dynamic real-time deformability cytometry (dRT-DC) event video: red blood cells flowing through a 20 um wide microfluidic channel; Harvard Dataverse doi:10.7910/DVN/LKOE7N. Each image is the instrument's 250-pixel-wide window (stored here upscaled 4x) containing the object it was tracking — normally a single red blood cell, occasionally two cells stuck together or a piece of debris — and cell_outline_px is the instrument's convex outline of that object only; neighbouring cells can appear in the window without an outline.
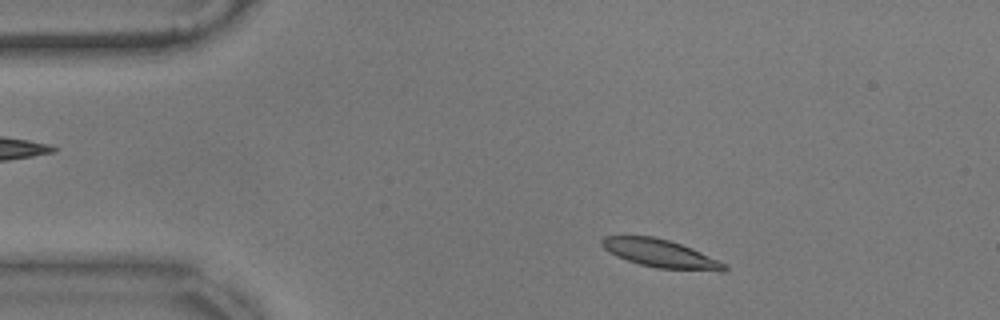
{"species": "common noctule bat (a hibernating species)", "species_latin": "Nyctalus noctula", "temperature_condition": "warm", "stored_images_in_passage": 52, "camera_frame_rate_fps": 3000, "um_per_image_px": 0.085, "animal": {"sex": "male", "body_mass_g": 17.9}, "frame": {"image": 1, "passage_image": 5, "time_ms": 1.333, "image_size_px": [1000, 320], "cell_outline_px": [[728, 268], [724, 272], [720, 272], [656, 268], [640, 264], [616, 256], [608, 252], [600, 244], [600, 240], [604, 236], [652, 236], [668, 240], [692, 248], [728, 264]], "centroid_in_image_um": [56.18, 21.56], "position_along_channel_um": 28.8, "area_um2": 20.23}}
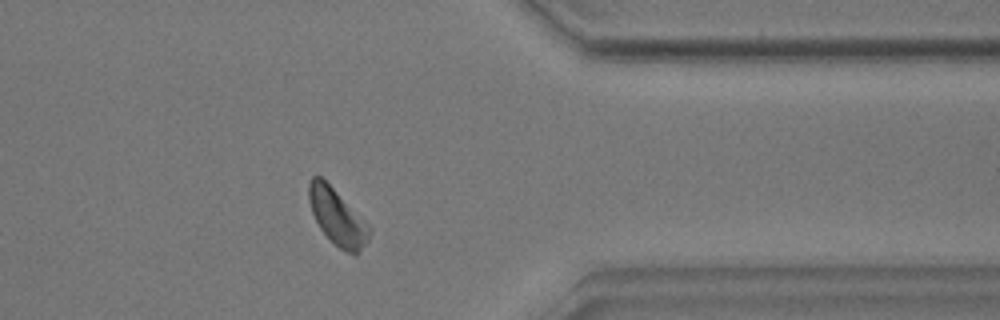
{"frame": {"image": 2, "passage_image": 41, "time_ms": 13.333, "image_size_px": [1000, 320], "cell_outline_px": [[372, 232], [368, 240], [356, 256], [344, 252], [320, 228], [312, 212], [308, 200], [308, 184], [312, 176], [320, 176], [372, 228]], "centroid_in_image_um": [28.68, 18.48], "position_along_channel_um": 382.7, "area_um2": 19.36}}
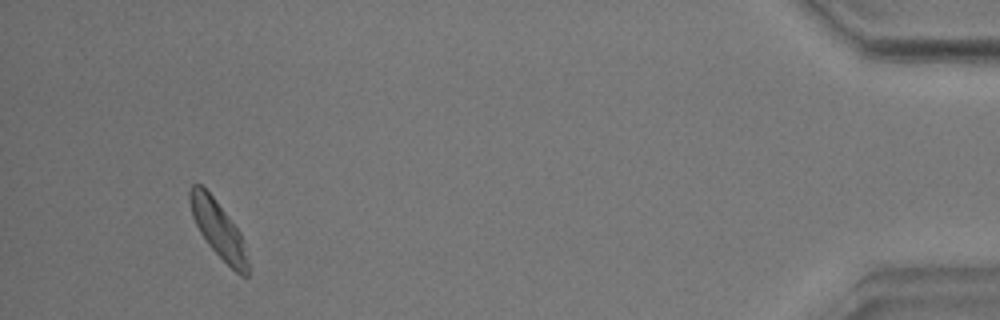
{"frame": {"image": 3, "passage_image": 49, "time_ms": 16.0, "image_size_px": [1000, 320], "cell_outline_px": [[248, 276], [240, 276], [208, 244], [200, 232], [192, 216], [188, 200], [188, 192], [192, 184], [200, 184], [212, 196], [240, 232], [248, 264]], "centroid_in_image_um": [18.51, 19.46], "position_along_channel_um": 416.7, "area_um2": 18.61}, "authors_computed_cell_mechanics": {"area_um2": 19.4497, "velocity_mm_per_s": 3.4898, "shape_relaxation_time_tau1_ms": null, "shape_relaxation_time_tau2_ms": 4.5533, "deformation_change_tau1": null, "deformation_change_tau2": 0.1025}}